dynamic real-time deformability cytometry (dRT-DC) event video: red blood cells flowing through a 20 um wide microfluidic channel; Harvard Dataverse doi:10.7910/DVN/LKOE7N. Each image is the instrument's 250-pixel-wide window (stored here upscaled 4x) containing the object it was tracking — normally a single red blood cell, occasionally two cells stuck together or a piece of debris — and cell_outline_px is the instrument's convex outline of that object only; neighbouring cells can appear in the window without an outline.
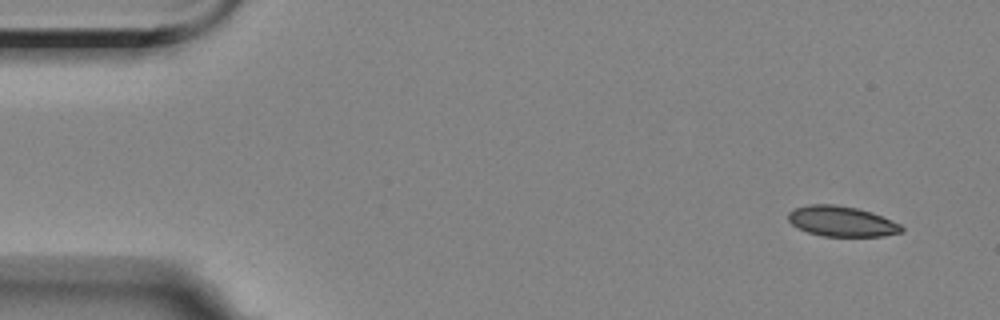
{"species": "Egyptian fruit bat (a non-hibernating species)", "species_latin": "Rousettus aegyptiacus", "temperature_condition": "room temperature", "stored_images_in_passage": 10, "camera_frame_rate_fps": 3000, "um_per_image_px": 0.085, "animal": {"sex": "female"}, "frame": {"image": 1, "passage_image": 1, "time_ms": 0.0, "image_size_px": [1000, 320], "cell_outline_px": [[904, 232], [884, 236], [824, 236], [808, 232], [792, 224], [788, 220], [788, 212], [796, 208], [808, 204], [836, 204], [856, 208], [872, 212], [900, 224], [904, 228]], "centroid_in_image_um": [71.56, 18.81], "position_along_channel_um": 13.4, "area_um2": 20.0}}
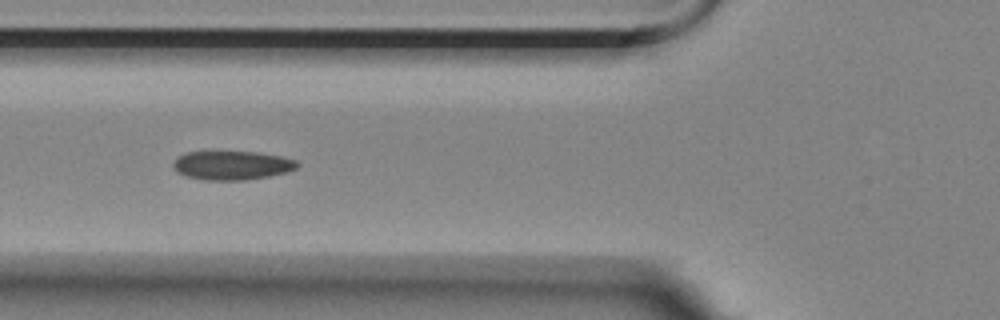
{"frame": {"image": 2, "passage_image": 6, "time_ms": 5.667, "image_size_px": [1000, 320], "cell_outline_px": [[300, 164], [296, 168], [288, 172], [268, 176], [244, 180], [204, 180], [188, 176], [176, 172], [172, 168], [172, 164], [176, 156], [188, 152], [256, 152], [280, 156], [296, 160]], "centroid_in_image_um": [19.69, 14.05], "position_along_channel_um": 106.1, "area_um2": 20.92}}
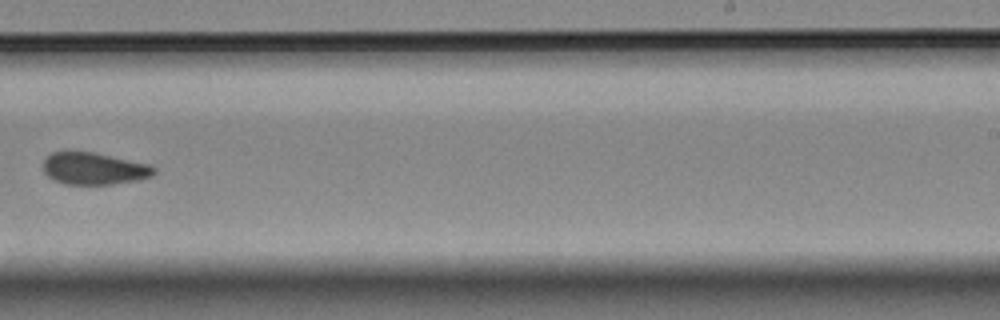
{"frame": {"image": 3, "passage_image": 10, "time_ms": 10.667, "image_size_px": [1000, 320], "cell_outline_px": [[156, 172], [152, 176], [140, 180], [112, 184], [64, 184], [48, 176], [44, 172], [44, 160], [52, 152], [92, 152], [152, 164], [156, 168]], "centroid_in_image_um": [8.06, 14.33], "position_along_channel_um": 280.9, "area_um2": 20.69}}